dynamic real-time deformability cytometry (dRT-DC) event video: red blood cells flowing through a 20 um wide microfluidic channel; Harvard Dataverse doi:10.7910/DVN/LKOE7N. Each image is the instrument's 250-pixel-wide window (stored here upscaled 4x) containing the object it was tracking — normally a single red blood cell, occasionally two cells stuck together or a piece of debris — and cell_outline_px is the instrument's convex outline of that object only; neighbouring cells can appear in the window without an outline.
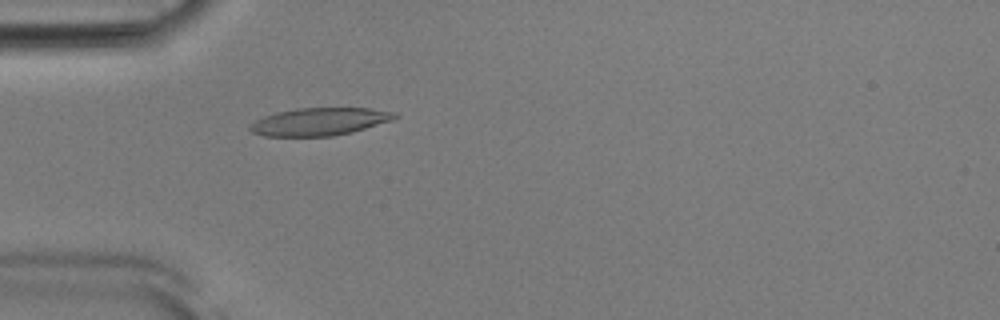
{"species": "Egyptian fruit bat (a non-hibernating species)", "species_latin": "Rousettus aegyptiacus", "temperature_condition": "room temperature", "stored_images_in_passage": 39, "camera_frame_rate_fps": 3000, "um_per_image_px": 0.085, "animal": {"sex": "male"}, "frame": {"image": 1, "passage_image": 2, "time_ms": 0.333, "image_size_px": [1000, 320], "cell_outline_px": [[400, 116], [392, 120], [352, 132], [332, 136], [264, 136], [252, 132], [248, 128], [256, 120], [264, 116], [276, 112], [296, 108], [368, 108], [396, 112]], "centroid_in_image_um": [27.17, 10.33], "position_along_channel_um": 57.8, "area_um2": 23.29}}
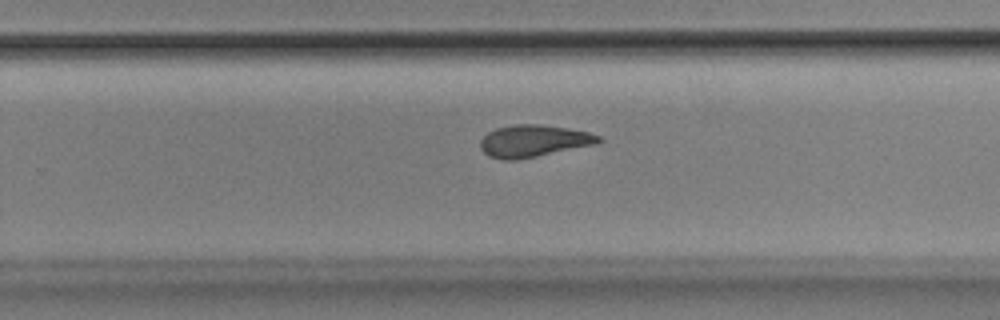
{"frame": {"image": 2, "passage_image": 20, "time_ms": 6.333, "image_size_px": [1000, 320], "cell_outline_px": [[604, 140], [600, 144], [516, 160], [500, 160], [488, 156], [480, 148], [480, 140], [488, 132], [496, 128], [512, 124], [540, 124], [568, 128], [588, 132], [600, 136]], "centroid_in_image_um": [45.38, 11.98], "position_along_channel_um": 284.4, "area_um2": 22.43}}
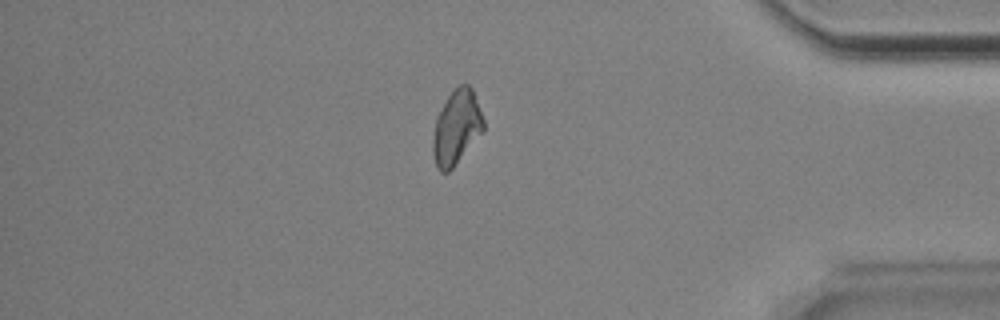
{"frame": {"image": 3, "passage_image": 31, "time_ms": 10.0, "image_size_px": [1000, 320], "cell_outline_px": [[484, 132], [452, 168], [448, 172], [440, 172], [436, 164], [432, 152], [432, 140], [436, 116], [448, 96], [460, 84], [468, 84], [472, 88], [484, 120]], "centroid_in_image_um": [38.8, 10.84], "position_along_channel_um": 396.4, "area_um2": 21.91}, "authors_computed_cell_mechanics": {"area_um2": 22.0796, "velocity_mm_per_s": 3.858, "shape_relaxation_time_tau1_ms": null, "shape_relaxation_time_tau2_ms": 1.6779, "deformation_change_tau1": null, "deformation_change_tau2": 0.0831}}